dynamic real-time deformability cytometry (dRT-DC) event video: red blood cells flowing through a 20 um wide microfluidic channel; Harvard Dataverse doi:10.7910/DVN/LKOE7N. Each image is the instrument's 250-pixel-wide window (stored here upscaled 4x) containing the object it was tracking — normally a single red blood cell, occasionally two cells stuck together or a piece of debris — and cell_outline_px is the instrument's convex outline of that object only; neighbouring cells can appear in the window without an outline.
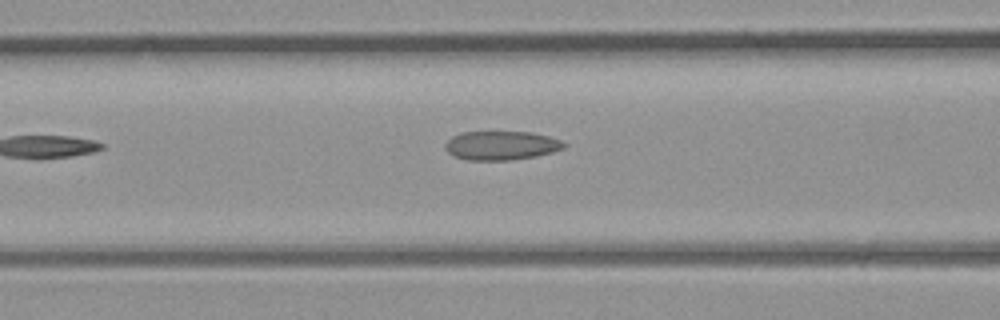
{"species": "common noctule bat (a hibernating species)", "species_latin": "Nyctalus noctula", "temperature_condition": "room temperature", "stored_images_in_passage": 24, "camera_frame_rate_fps": 3000, "um_per_image_px": 0.085, "animal": {"sex": "male", "body_mass_g": 23.1, "forearm_length_mm": 52.7}, "frame": {"image": 1, "passage_image": 4, "time_ms": 1.0, "image_size_px": [1000, 320], "cell_outline_px": [[568, 144], [564, 148], [552, 152], [536, 156], [512, 160], [468, 160], [456, 156], [448, 152], [444, 148], [444, 144], [452, 136], [460, 132], [532, 132], [548, 136], [560, 140]], "centroid_in_image_um": [42.61, 12.36], "position_along_channel_um": 124.0, "area_um2": 20.06}}